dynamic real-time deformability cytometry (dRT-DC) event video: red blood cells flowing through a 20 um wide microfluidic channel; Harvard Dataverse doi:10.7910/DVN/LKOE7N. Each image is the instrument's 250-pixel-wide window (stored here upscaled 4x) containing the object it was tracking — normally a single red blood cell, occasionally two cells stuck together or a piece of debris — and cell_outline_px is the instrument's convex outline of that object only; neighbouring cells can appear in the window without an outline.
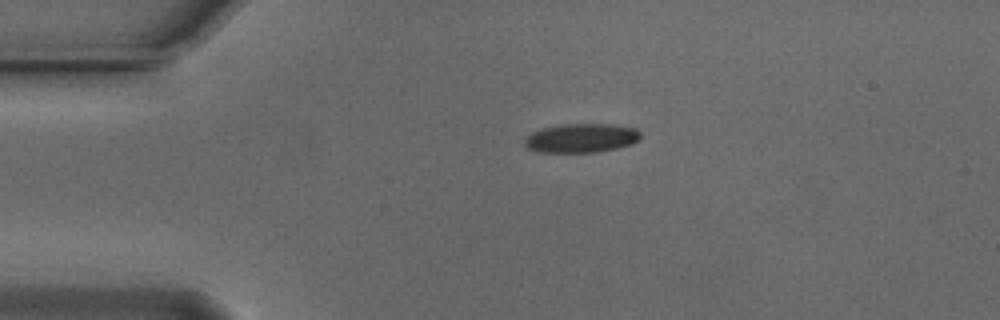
{"species": "Egyptian fruit bat (a non-hibernating species)", "species_latin": "Rousettus aegyptiacus", "temperature_condition": "cold", "stored_images_in_passage": 19, "camera_frame_rate_fps": 3000, "um_per_image_px": 0.085, "animal": {"sex": "male"}, "frame": {"image": 1, "passage_image": 1, "time_ms": 0.0, "image_size_px": [1000, 320], "cell_outline_px": [[640, 136], [632, 144], [616, 148], [596, 152], [536, 152], [524, 148], [524, 140], [532, 132], [540, 128], [560, 124], [616, 124], [636, 128], [640, 132]], "centroid_in_image_um": [49.36, 11.73], "position_along_channel_um": 35.6, "area_um2": 19.83}}
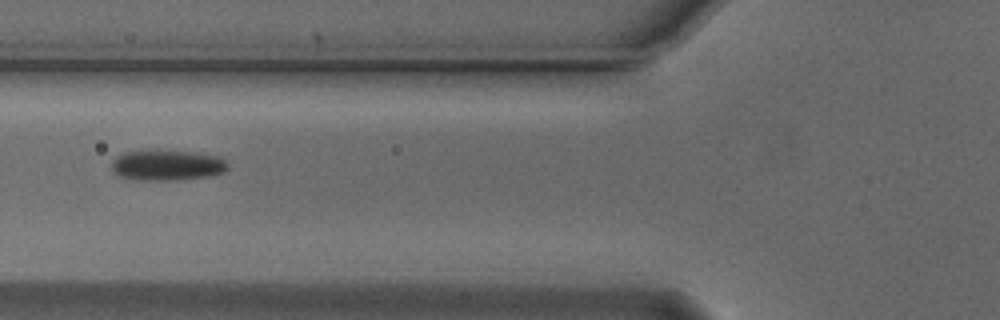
{"frame": {"image": 2, "passage_image": 10, "time_ms": 3.0, "image_size_px": [1000, 320], "cell_outline_px": [[228, 168], [224, 172], [212, 176], [172, 180], [136, 180], [116, 176], [112, 172], [112, 160], [116, 156], [124, 152], [156, 148], [192, 152], [220, 156], [228, 160]], "centroid_in_image_um": [14.19, 14.02], "position_along_channel_um": 111.6, "area_um2": 21.56}}
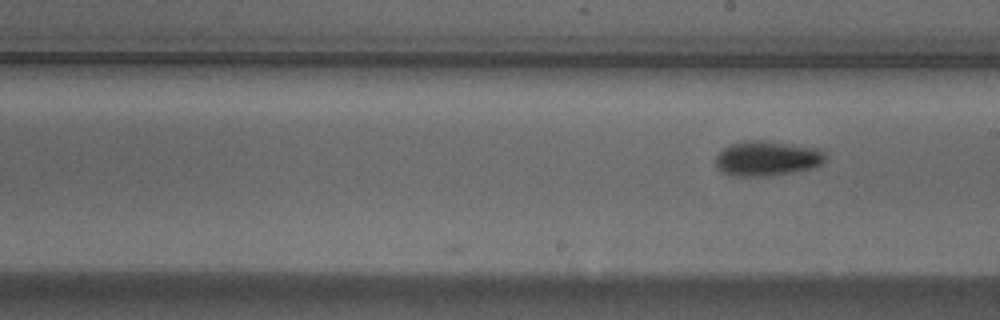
{"frame": {"image": 3, "passage_image": 19, "time_ms": 6.0, "image_size_px": [1000, 320], "cell_outline_px": [[824, 160], [820, 164], [808, 168], [788, 172], [764, 176], [732, 176], [724, 172], [716, 164], [716, 156], [724, 148], [732, 144], [744, 140], [768, 140], [820, 148], [824, 152]], "centroid_in_image_um": [65.19, 13.43], "position_along_channel_um": 223.8, "area_um2": 22.02}}